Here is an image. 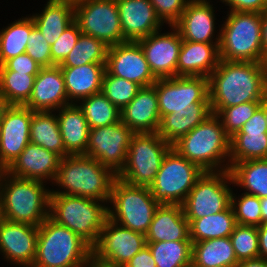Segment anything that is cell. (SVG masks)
Wrapping results in <instances>:
<instances>
[{"label": "cell", "mask_w": 267, "mask_h": 267, "mask_svg": "<svg viewBox=\"0 0 267 267\" xmlns=\"http://www.w3.org/2000/svg\"><path fill=\"white\" fill-rule=\"evenodd\" d=\"M211 111L218 114L226 107L261 102L267 95V64L220 60L208 77Z\"/></svg>", "instance_id": "6da1fadb"}, {"label": "cell", "mask_w": 267, "mask_h": 267, "mask_svg": "<svg viewBox=\"0 0 267 267\" xmlns=\"http://www.w3.org/2000/svg\"><path fill=\"white\" fill-rule=\"evenodd\" d=\"M117 175L94 158L68 155L61 158L51 193L109 202ZM56 184V185H55ZM63 189V190H62Z\"/></svg>", "instance_id": "7a4b0ae2"}, {"label": "cell", "mask_w": 267, "mask_h": 267, "mask_svg": "<svg viewBox=\"0 0 267 267\" xmlns=\"http://www.w3.org/2000/svg\"><path fill=\"white\" fill-rule=\"evenodd\" d=\"M46 184L48 182L15 177L1 170L4 220L39 227L49 217L51 189Z\"/></svg>", "instance_id": "3957f363"}, {"label": "cell", "mask_w": 267, "mask_h": 267, "mask_svg": "<svg viewBox=\"0 0 267 267\" xmlns=\"http://www.w3.org/2000/svg\"><path fill=\"white\" fill-rule=\"evenodd\" d=\"M172 148L204 172L230 170V137L214 113L181 137Z\"/></svg>", "instance_id": "277c9868"}, {"label": "cell", "mask_w": 267, "mask_h": 267, "mask_svg": "<svg viewBox=\"0 0 267 267\" xmlns=\"http://www.w3.org/2000/svg\"><path fill=\"white\" fill-rule=\"evenodd\" d=\"M92 258L93 249L85 240L50 217L38 227L32 267H81Z\"/></svg>", "instance_id": "5b68a950"}, {"label": "cell", "mask_w": 267, "mask_h": 267, "mask_svg": "<svg viewBox=\"0 0 267 267\" xmlns=\"http://www.w3.org/2000/svg\"><path fill=\"white\" fill-rule=\"evenodd\" d=\"M108 204L80 196L50 193L49 217L73 231L93 248L109 218Z\"/></svg>", "instance_id": "8992f818"}, {"label": "cell", "mask_w": 267, "mask_h": 267, "mask_svg": "<svg viewBox=\"0 0 267 267\" xmlns=\"http://www.w3.org/2000/svg\"><path fill=\"white\" fill-rule=\"evenodd\" d=\"M220 25V60L264 62L261 13L227 12Z\"/></svg>", "instance_id": "52a82bcc"}, {"label": "cell", "mask_w": 267, "mask_h": 267, "mask_svg": "<svg viewBox=\"0 0 267 267\" xmlns=\"http://www.w3.org/2000/svg\"><path fill=\"white\" fill-rule=\"evenodd\" d=\"M159 205L148 186L128 184L117 177L108 204L109 219L146 235Z\"/></svg>", "instance_id": "ba28073f"}, {"label": "cell", "mask_w": 267, "mask_h": 267, "mask_svg": "<svg viewBox=\"0 0 267 267\" xmlns=\"http://www.w3.org/2000/svg\"><path fill=\"white\" fill-rule=\"evenodd\" d=\"M171 148L157 132L134 133L125 166L117 177L128 184L150 187Z\"/></svg>", "instance_id": "9c48e42d"}, {"label": "cell", "mask_w": 267, "mask_h": 267, "mask_svg": "<svg viewBox=\"0 0 267 267\" xmlns=\"http://www.w3.org/2000/svg\"><path fill=\"white\" fill-rule=\"evenodd\" d=\"M203 173L198 165L171 148L149 188L160 204H182Z\"/></svg>", "instance_id": "30bf717a"}, {"label": "cell", "mask_w": 267, "mask_h": 267, "mask_svg": "<svg viewBox=\"0 0 267 267\" xmlns=\"http://www.w3.org/2000/svg\"><path fill=\"white\" fill-rule=\"evenodd\" d=\"M233 179L230 171H205L181 204L189 224L204 216L216 214L231 206Z\"/></svg>", "instance_id": "8fae6325"}, {"label": "cell", "mask_w": 267, "mask_h": 267, "mask_svg": "<svg viewBox=\"0 0 267 267\" xmlns=\"http://www.w3.org/2000/svg\"><path fill=\"white\" fill-rule=\"evenodd\" d=\"M74 21L82 34L102 40L107 46L126 42L116 0H83L76 3Z\"/></svg>", "instance_id": "7c38bea8"}, {"label": "cell", "mask_w": 267, "mask_h": 267, "mask_svg": "<svg viewBox=\"0 0 267 267\" xmlns=\"http://www.w3.org/2000/svg\"><path fill=\"white\" fill-rule=\"evenodd\" d=\"M134 132L122 121L89 130L86 156L118 175L125 166L127 151Z\"/></svg>", "instance_id": "4fadbf2b"}, {"label": "cell", "mask_w": 267, "mask_h": 267, "mask_svg": "<svg viewBox=\"0 0 267 267\" xmlns=\"http://www.w3.org/2000/svg\"><path fill=\"white\" fill-rule=\"evenodd\" d=\"M160 118L186 110L195 103H210L209 79L201 76L159 78L155 82Z\"/></svg>", "instance_id": "5bb4252c"}, {"label": "cell", "mask_w": 267, "mask_h": 267, "mask_svg": "<svg viewBox=\"0 0 267 267\" xmlns=\"http://www.w3.org/2000/svg\"><path fill=\"white\" fill-rule=\"evenodd\" d=\"M147 246L146 236L107 219L93 249V259L100 264L125 265Z\"/></svg>", "instance_id": "9a60e30c"}, {"label": "cell", "mask_w": 267, "mask_h": 267, "mask_svg": "<svg viewBox=\"0 0 267 267\" xmlns=\"http://www.w3.org/2000/svg\"><path fill=\"white\" fill-rule=\"evenodd\" d=\"M32 110L5 105L0 124V171L6 170L30 143Z\"/></svg>", "instance_id": "2e32d148"}, {"label": "cell", "mask_w": 267, "mask_h": 267, "mask_svg": "<svg viewBox=\"0 0 267 267\" xmlns=\"http://www.w3.org/2000/svg\"><path fill=\"white\" fill-rule=\"evenodd\" d=\"M105 70L140 87L153 85L157 81L138 42L126 41L109 46Z\"/></svg>", "instance_id": "e0dca14e"}, {"label": "cell", "mask_w": 267, "mask_h": 267, "mask_svg": "<svg viewBox=\"0 0 267 267\" xmlns=\"http://www.w3.org/2000/svg\"><path fill=\"white\" fill-rule=\"evenodd\" d=\"M170 30L156 31L137 41L141 46L153 75L159 78L176 76L179 51L182 45L180 33L174 26Z\"/></svg>", "instance_id": "ac0fdd59"}, {"label": "cell", "mask_w": 267, "mask_h": 267, "mask_svg": "<svg viewBox=\"0 0 267 267\" xmlns=\"http://www.w3.org/2000/svg\"><path fill=\"white\" fill-rule=\"evenodd\" d=\"M38 226L3 220L0 224V254L13 266L32 267L37 253Z\"/></svg>", "instance_id": "d6986e66"}, {"label": "cell", "mask_w": 267, "mask_h": 267, "mask_svg": "<svg viewBox=\"0 0 267 267\" xmlns=\"http://www.w3.org/2000/svg\"><path fill=\"white\" fill-rule=\"evenodd\" d=\"M213 5L210 0L188 1L179 20L173 25L180 33L182 40L220 43V28L217 32L215 24L218 23L215 21L217 18Z\"/></svg>", "instance_id": "ffe728a7"}, {"label": "cell", "mask_w": 267, "mask_h": 267, "mask_svg": "<svg viewBox=\"0 0 267 267\" xmlns=\"http://www.w3.org/2000/svg\"><path fill=\"white\" fill-rule=\"evenodd\" d=\"M125 41L137 42L165 24L149 0H116Z\"/></svg>", "instance_id": "44dd1931"}, {"label": "cell", "mask_w": 267, "mask_h": 267, "mask_svg": "<svg viewBox=\"0 0 267 267\" xmlns=\"http://www.w3.org/2000/svg\"><path fill=\"white\" fill-rule=\"evenodd\" d=\"M68 104L71 103L67 98L61 67H42L35 77L30 98L24 106L32 111L55 112Z\"/></svg>", "instance_id": "7402d4cb"}, {"label": "cell", "mask_w": 267, "mask_h": 267, "mask_svg": "<svg viewBox=\"0 0 267 267\" xmlns=\"http://www.w3.org/2000/svg\"><path fill=\"white\" fill-rule=\"evenodd\" d=\"M60 160L55 152L30 142L5 171L15 177L53 184Z\"/></svg>", "instance_id": "603a6c76"}, {"label": "cell", "mask_w": 267, "mask_h": 267, "mask_svg": "<svg viewBox=\"0 0 267 267\" xmlns=\"http://www.w3.org/2000/svg\"><path fill=\"white\" fill-rule=\"evenodd\" d=\"M121 121L134 133L158 132L161 118L155 83L138 90L121 110Z\"/></svg>", "instance_id": "cb8c5ba5"}, {"label": "cell", "mask_w": 267, "mask_h": 267, "mask_svg": "<svg viewBox=\"0 0 267 267\" xmlns=\"http://www.w3.org/2000/svg\"><path fill=\"white\" fill-rule=\"evenodd\" d=\"M219 44L182 40L176 76L209 77L220 61Z\"/></svg>", "instance_id": "d4e9b609"}, {"label": "cell", "mask_w": 267, "mask_h": 267, "mask_svg": "<svg viewBox=\"0 0 267 267\" xmlns=\"http://www.w3.org/2000/svg\"><path fill=\"white\" fill-rule=\"evenodd\" d=\"M145 236L147 242L191 241L182 205L160 204Z\"/></svg>", "instance_id": "484cf974"}, {"label": "cell", "mask_w": 267, "mask_h": 267, "mask_svg": "<svg viewBox=\"0 0 267 267\" xmlns=\"http://www.w3.org/2000/svg\"><path fill=\"white\" fill-rule=\"evenodd\" d=\"M55 112L65 151L69 155H86L90 128L82 109L71 103Z\"/></svg>", "instance_id": "4316f807"}, {"label": "cell", "mask_w": 267, "mask_h": 267, "mask_svg": "<svg viewBox=\"0 0 267 267\" xmlns=\"http://www.w3.org/2000/svg\"><path fill=\"white\" fill-rule=\"evenodd\" d=\"M106 63H89L76 67H61L65 90L70 103H78L102 90Z\"/></svg>", "instance_id": "83f0119b"}, {"label": "cell", "mask_w": 267, "mask_h": 267, "mask_svg": "<svg viewBox=\"0 0 267 267\" xmlns=\"http://www.w3.org/2000/svg\"><path fill=\"white\" fill-rule=\"evenodd\" d=\"M212 114L210 103H195L161 118L158 135L171 146Z\"/></svg>", "instance_id": "f1b7e54d"}, {"label": "cell", "mask_w": 267, "mask_h": 267, "mask_svg": "<svg viewBox=\"0 0 267 267\" xmlns=\"http://www.w3.org/2000/svg\"><path fill=\"white\" fill-rule=\"evenodd\" d=\"M39 13H32L35 26L50 45H53L65 29L74 22V4L46 0Z\"/></svg>", "instance_id": "f546056e"}, {"label": "cell", "mask_w": 267, "mask_h": 267, "mask_svg": "<svg viewBox=\"0 0 267 267\" xmlns=\"http://www.w3.org/2000/svg\"><path fill=\"white\" fill-rule=\"evenodd\" d=\"M192 262L199 267H236L239 261L230 237H222L193 243Z\"/></svg>", "instance_id": "4dcf8cb0"}, {"label": "cell", "mask_w": 267, "mask_h": 267, "mask_svg": "<svg viewBox=\"0 0 267 267\" xmlns=\"http://www.w3.org/2000/svg\"><path fill=\"white\" fill-rule=\"evenodd\" d=\"M30 142L55 152L61 158L69 155L63 145L56 112L32 111Z\"/></svg>", "instance_id": "1f68e13d"}, {"label": "cell", "mask_w": 267, "mask_h": 267, "mask_svg": "<svg viewBox=\"0 0 267 267\" xmlns=\"http://www.w3.org/2000/svg\"><path fill=\"white\" fill-rule=\"evenodd\" d=\"M229 171L233 186L259 199L267 197V159L238 162Z\"/></svg>", "instance_id": "d6a6232c"}, {"label": "cell", "mask_w": 267, "mask_h": 267, "mask_svg": "<svg viewBox=\"0 0 267 267\" xmlns=\"http://www.w3.org/2000/svg\"><path fill=\"white\" fill-rule=\"evenodd\" d=\"M236 225L232 206L219 213L195 219L189 224L191 242L229 237Z\"/></svg>", "instance_id": "836d02e7"}, {"label": "cell", "mask_w": 267, "mask_h": 267, "mask_svg": "<svg viewBox=\"0 0 267 267\" xmlns=\"http://www.w3.org/2000/svg\"><path fill=\"white\" fill-rule=\"evenodd\" d=\"M0 30V65L25 53L28 36L35 27L30 15L21 17Z\"/></svg>", "instance_id": "e575fe53"}, {"label": "cell", "mask_w": 267, "mask_h": 267, "mask_svg": "<svg viewBox=\"0 0 267 267\" xmlns=\"http://www.w3.org/2000/svg\"><path fill=\"white\" fill-rule=\"evenodd\" d=\"M36 76L0 65V100L5 105H24L30 98Z\"/></svg>", "instance_id": "d590c367"}, {"label": "cell", "mask_w": 267, "mask_h": 267, "mask_svg": "<svg viewBox=\"0 0 267 267\" xmlns=\"http://www.w3.org/2000/svg\"><path fill=\"white\" fill-rule=\"evenodd\" d=\"M267 159V133L248 132L230 137V168L238 162Z\"/></svg>", "instance_id": "8d00e7d4"}, {"label": "cell", "mask_w": 267, "mask_h": 267, "mask_svg": "<svg viewBox=\"0 0 267 267\" xmlns=\"http://www.w3.org/2000/svg\"><path fill=\"white\" fill-rule=\"evenodd\" d=\"M77 104L82 109L90 129L121 121V110L113 105L102 92L84 98Z\"/></svg>", "instance_id": "74e56055"}, {"label": "cell", "mask_w": 267, "mask_h": 267, "mask_svg": "<svg viewBox=\"0 0 267 267\" xmlns=\"http://www.w3.org/2000/svg\"><path fill=\"white\" fill-rule=\"evenodd\" d=\"M191 241L147 242L157 267H185L192 262Z\"/></svg>", "instance_id": "f35d334b"}, {"label": "cell", "mask_w": 267, "mask_h": 267, "mask_svg": "<svg viewBox=\"0 0 267 267\" xmlns=\"http://www.w3.org/2000/svg\"><path fill=\"white\" fill-rule=\"evenodd\" d=\"M108 47L102 40L81 34L60 67H76L89 63H106Z\"/></svg>", "instance_id": "ab89813d"}, {"label": "cell", "mask_w": 267, "mask_h": 267, "mask_svg": "<svg viewBox=\"0 0 267 267\" xmlns=\"http://www.w3.org/2000/svg\"><path fill=\"white\" fill-rule=\"evenodd\" d=\"M140 88L141 87L134 82L110 75L106 70L104 72L101 92L120 110L135 98Z\"/></svg>", "instance_id": "60d3db41"}, {"label": "cell", "mask_w": 267, "mask_h": 267, "mask_svg": "<svg viewBox=\"0 0 267 267\" xmlns=\"http://www.w3.org/2000/svg\"><path fill=\"white\" fill-rule=\"evenodd\" d=\"M229 237L238 261L259 257L257 227L237 224Z\"/></svg>", "instance_id": "b9f144b4"}, {"label": "cell", "mask_w": 267, "mask_h": 267, "mask_svg": "<svg viewBox=\"0 0 267 267\" xmlns=\"http://www.w3.org/2000/svg\"><path fill=\"white\" fill-rule=\"evenodd\" d=\"M231 206L234 211L237 224L259 227L262 224L260 211V199L255 195L232 192Z\"/></svg>", "instance_id": "7bdbcfd3"}, {"label": "cell", "mask_w": 267, "mask_h": 267, "mask_svg": "<svg viewBox=\"0 0 267 267\" xmlns=\"http://www.w3.org/2000/svg\"><path fill=\"white\" fill-rule=\"evenodd\" d=\"M261 102H247L226 107L217 116L220 118L226 134L231 137L253 116Z\"/></svg>", "instance_id": "ee69618b"}, {"label": "cell", "mask_w": 267, "mask_h": 267, "mask_svg": "<svg viewBox=\"0 0 267 267\" xmlns=\"http://www.w3.org/2000/svg\"><path fill=\"white\" fill-rule=\"evenodd\" d=\"M25 53L31 56L42 67L55 66L51 58V45L36 26L28 36Z\"/></svg>", "instance_id": "f6af8a7d"}, {"label": "cell", "mask_w": 267, "mask_h": 267, "mask_svg": "<svg viewBox=\"0 0 267 267\" xmlns=\"http://www.w3.org/2000/svg\"><path fill=\"white\" fill-rule=\"evenodd\" d=\"M82 32L74 21L51 45V58L55 65H60L75 46Z\"/></svg>", "instance_id": "bcb514c9"}, {"label": "cell", "mask_w": 267, "mask_h": 267, "mask_svg": "<svg viewBox=\"0 0 267 267\" xmlns=\"http://www.w3.org/2000/svg\"><path fill=\"white\" fill-rule=\"evenodd\" d=\"M157 16L168 26H173L182 15L189 0H149Z\"/></svg>", "instance_id": "7dc6e473"}, {"label": "cell", "mask_w": 267, "mask_h": 267, "mask_svg": "<svg viewBox=\"0 0 267 267\" xmlns=\"http://www.w3.org/2000/svg\"><path fill=\"white\" fill-rule=\"evenodd\" d=\"M3 65L8 70L26 73L29 75H37L42 68V66L27 53L17 55L16 57L7 60Z\"/></svg>", "instance_id": "c3c4849f"}, {"label": "cell", "mask_w": 267, "mask_h": 267, "mask_svg": "<svg viewBox=\"0 0 267 267\" xmlns=\"http://www.w3.org/2000/svg\"><path fill=\"white\" fill-rule=\"evenodd\" d=\"M230 11L262 13L266 10V0H221Z\"/></svg>", "instance_id": "681fc988"}, {"label": "cell", "mask_w": 267, "mask_h": 267, "mask_svg": "<svg viewBox=\"0 0 267 267\" xmlns=\"http://www.w3.org/2000/svg\"><path fill=\"white\" fill-rule=\"evenodd\" d=\"M248 132H261L267 133V123L263 112V108L260 106L253 116L242 126L240 131L235 134H248Z\"/></svg>", "instance_id": "f907efd6"}, {"label": "cell", "mask_w": 267, "mask_h": 267, "mask_svg": "<svg viewBox=\"0 0 267 267\" xmlns=\"http://www.w3.org/2000/svg\"><path fill=\"white\" fill-rule=\"evenodd\" d=\"M125 265L128 267H157L148 246L135 254Z\"/></svg>", "instance_id": "816d5d0a"}, {"label": "cell", "mask_w": 267, "mask_h": 267, "mask_svg": "<svg viewBox=\"0 0 267 267\" xmlns=\"http://www.w3.org/2000/svg\"><path fill=\"white\" fill-rule=\"evenodd\" d=\"M258 243H259V257L267 260V223L261 224L257 227Z\"/></svg>", "instance_id": "f5cc1de1"}, {"label": "cell", "mask_w": 267, "mask_h": 267, "mask_svg": "<svg viewBox=\"0 0 267 267\" xmlns=\"http://www.w3.org/2000/svg\"><path fill=\"white\" fill-rule=\"evenodd\" d=\"M261 35L264 63L267 64V9L261 13Z\"/></svg>", "instance_id": "db71d44e"}, {"label": "cell", "mask_w": 267, "mask_h": 267, "mask_svg": "<svg viewBox=\"0 0 267 267\" xmlns=\"http://www.w3.org/2000/svg\"><path fill=\"white\" fill-rule=\"evenodd\" d=\"M236 267H267V260L261 257L245 259L239 261Z\"/></svg>", "instance_id": "11a10c76"}, {"label": "cell", "mask_w": 267, "mask_h": 267, "mask_svg": "<svg viewBox=\"0 0 267 267\" xmlns=\"http://www.w3.org/2000/svg\"><path fill=\"white\" fill-rule=\"evenodd\" d=\"M260 211L262 215V224L267 223V197L260 198Z\"/></svg>", "instance_id": "9f6ffc18"}, {"label": "cell", "mask_w": 267, "mask_h": 267, "mask_svg": "<svg viewBox=\"0 0 267 267\" xmlns=\"http://www.w3.org/2000/svg\"><path fill=\"white\" fill-rule=\"evenodd\" d=\"M81 267H108V265L107 264H100L92 258L89 262L82 265Z\"/></svg>", "instance_id": "6f0895ef"}, {"label": "cell", "mask_w": 267, "mask_h": 267, "mask_svg": "<svg viewBox=\"0 0 267 267\" xmlns=\"http://www.w3.org/2000/svg\"><path fill=\"white\" fill-rule=\"evenodd\" d=\"M261 107L263 108V112H264L266 123H267V95L262 99Z\"/></svg>", "instance_id": "680465c9"}, {"label": "cell", "mask_w": 267, "mask_h": 267, "mask_svg": "<svg viewBox=\"0 0 267 267\" xmlns=\"http://www.w3.org/2000/svg\"><path fill=\"white\" fill-rule=\"evenodd\" d=\"M3 220H4V214H3L2 196L0 193V224Z\"/></svg>", "instance_id": "91938a15"}, {"label": "cell", "mask_w": 267, "mask_h": 267, "mask_svg": "<svg viewBox=\"0 0 267 267\" xmlns=\"http://www.w3.org/2000/svg\"><path fill=\"white\" fill-rule=\"evenodd\" d=\"M52 1L70 2V3L76 4V3L81 2L83 0H52Z\"/></svg>", "instance_id": "94428289"}, {"label": "cell", "mask_w": 267, "mask_h": 267, "mask_svg": "<svg viewBox=\"0 0 267 267\" xmlns=\"http://www.w3.org/2000/svg\"><path fill=\"white\" fill-rule=\"evenodd\" d=\"M4 107H5V104L0 100V124H1V115L3 113Z\"/></svg>", "instance_id": "6125c7cd"}, {"label": "cell", "mask_w": 267, "mask_h": 267, "mask_svg": "<svg viewBox=\"0 0 267 267\" xmlns=\"http://www.w3.org/2000/svg\"><path fill=\"white\" fill-rule=\"evenodd\" d=\"M185 267H199L196 264H194L193 262H190L189 264H187Z\"/></svg>", "instance_id": "be15d7a7"}, {"label": "cell", "mask_w": 267, "mask_h": 267, "mask_svg": "<svg viewBox=\"0 0 267 267\" xmlns=\"http://www.w3.org/2000/svg\"><path fill=\"white\" fill-rule=\"evenodd\" d=\"M108 267H128L126 265H108Z\"/></svg>", "instance_id": "e7e4bbea"}]
</instances>
